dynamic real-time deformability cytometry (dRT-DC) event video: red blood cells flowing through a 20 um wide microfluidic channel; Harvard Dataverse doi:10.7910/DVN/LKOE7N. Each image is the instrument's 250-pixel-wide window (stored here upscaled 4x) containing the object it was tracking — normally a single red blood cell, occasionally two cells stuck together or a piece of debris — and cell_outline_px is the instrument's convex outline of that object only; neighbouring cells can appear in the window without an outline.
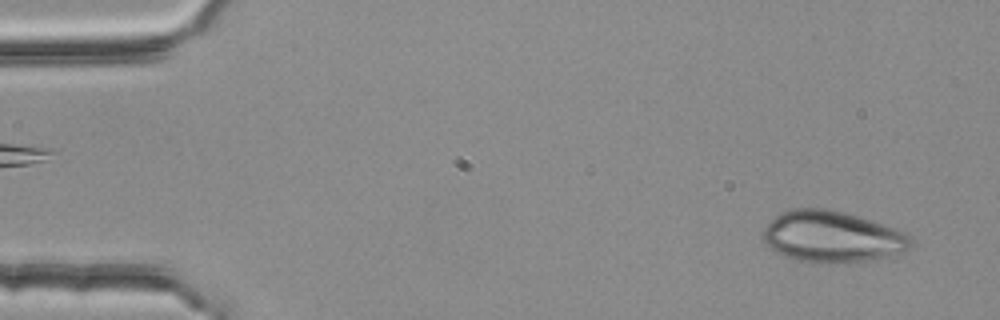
{"species": "common noctule bat (a hibernating species)", "species_latin": "Nyctalus noctula", "temperature_condition": "room temperature", "stored_images_in_passage": 2, "camera_frame_rate_fps": 3000, "um_per_image_px": 0.085, "animal": {"sex": "female", "body_mass_g": 25.1}, "frame": {"image": 1, "passage_image": 2, "time_ms": 0.333, "image_size_px": [1000, 320], "cell_outline_px": [[912, 244], [904, 252], [876, 260], [800, 260], [784, 256], [776, 252], [764, 244], [760, 236], [760, 232], [768, 220], [780, 212], [792, 208], [828, 208], [844, 212], [896, 228], [904, 232], [912, 240]], "centroid_in_image_um": [70.66, 20.07], "position_along_channel_um": 14.3, "area_um2": 43.87}}